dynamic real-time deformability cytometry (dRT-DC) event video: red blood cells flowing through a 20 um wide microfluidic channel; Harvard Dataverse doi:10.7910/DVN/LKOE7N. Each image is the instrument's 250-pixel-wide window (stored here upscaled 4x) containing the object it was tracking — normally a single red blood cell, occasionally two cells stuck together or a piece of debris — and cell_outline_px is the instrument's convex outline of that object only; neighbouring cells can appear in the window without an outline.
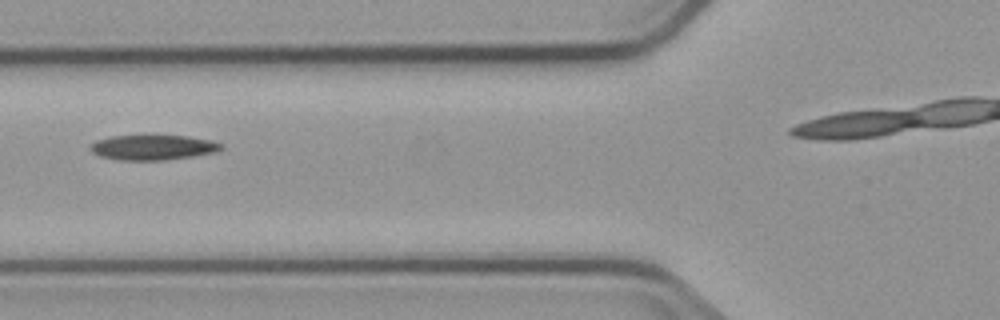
{"species": "common noctule bat (a hibernating species)", "species_latin": "Nyctalus noctula", "temperature_condition": "cold", "stored_images_in_passage": 4, "segment_of_instrument_passage": [1, 2], "camera_frame_rate_fps": 3000, "um_per_image_px": 0.085, "animal": {"sex": "male", "body_mass_g": 23.1, "forearm_length_mm": 52.7}, "frame": {"image": 1, "passage_image": 3, "time_ms": 2.667, "image_size_px": [1000, 320], "cell_outline_px": [[224, 148], [216, 152], [192, 156], [164, 160], [116, 160], [100, 156], [92, 152], [88, 148], [96, 140], [112, 136], [188, 136], [212, 140], [224, 144]], "centroid_in_image_um": [13.02, 12.53], "position_along_channel_um": 112.8, "area_um2": 19.13}}